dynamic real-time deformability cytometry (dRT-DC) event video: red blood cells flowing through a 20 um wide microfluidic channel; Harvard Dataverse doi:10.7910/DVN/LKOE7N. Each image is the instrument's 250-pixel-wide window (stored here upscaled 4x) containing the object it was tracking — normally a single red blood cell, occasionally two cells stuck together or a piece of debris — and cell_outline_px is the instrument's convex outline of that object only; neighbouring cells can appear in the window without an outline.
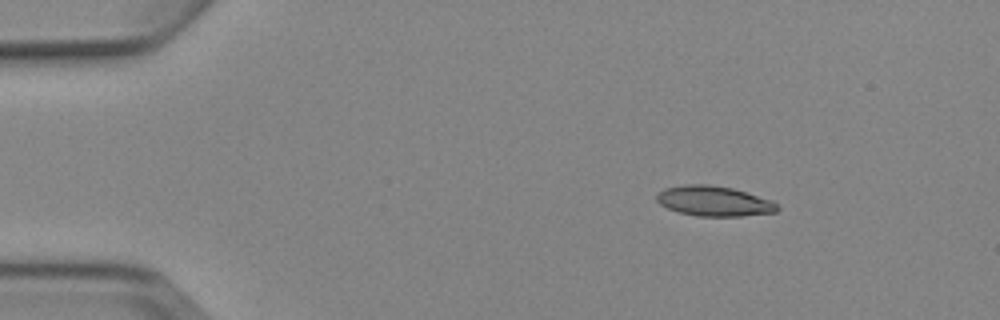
{"species": "Egyptian fruit bat (a non-hibernating species)", "species_latin": "Rousettus aegyptiacus", "temperature_condition": "cold", "stored_images_in_passage": 4, "camera_frame_rate_fps": 3000, "um_per_image_px": 0.085, "animal": {"sex": "female"}, "frame": {"image": 1, "passage_image": 1, "time_ms": 0.0, "image_size_px": [1000, 320], "cell_outline_px": [[780, 208], [776, 212], [740, 216], [696, 216], [680, 212], [668, 208], [660, 204], [656, 200], [656, 196], [664, 188], [684, 184], [708, 184], [732, 188], [772, 200]], "centroid_in_image_um": [60.68, 17.09], "position_along_channel_um": 24.3, "area_um2": 21.1}}
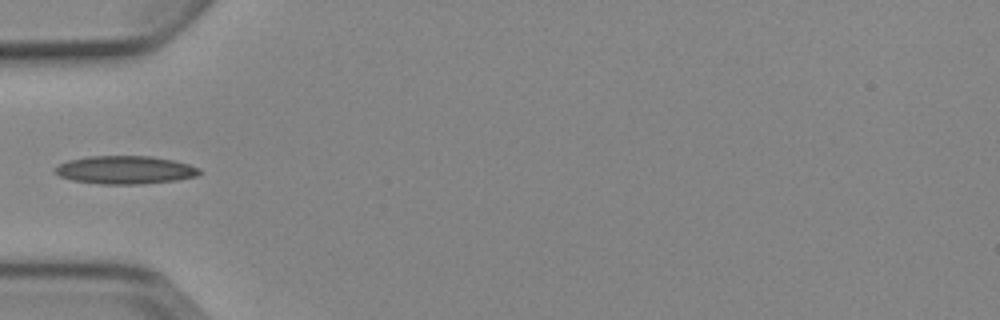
{"frame": {"image": 2, "passage_image": 4, "time_ms": 3.333, "image_size_px": [1000, 320], "cell_outline_px": [[200, 172], [196, 176], [176, 180], [144, 184], [100, 184], [72, 180], [60, 176], [52, 168], [68, 160], [88, 156], [152, 156], [172, 160], [188, 164], [200, 168]], "centroid_in_image_um": [10.62, 14.44], "position_along_channel_um": 74.4, "area_um2": 23.64}}